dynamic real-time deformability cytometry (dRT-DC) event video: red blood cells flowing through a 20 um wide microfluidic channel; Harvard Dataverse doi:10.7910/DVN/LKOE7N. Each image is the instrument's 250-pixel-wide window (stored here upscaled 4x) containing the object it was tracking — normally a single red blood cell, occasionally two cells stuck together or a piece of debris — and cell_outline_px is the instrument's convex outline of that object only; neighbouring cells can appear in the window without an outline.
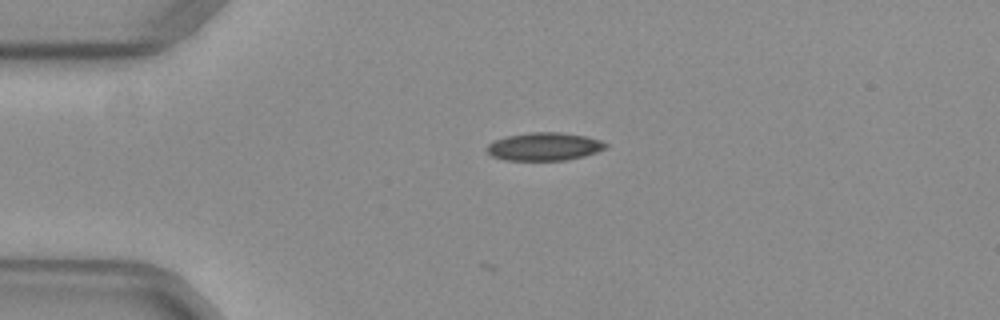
{"species": "common noctule bat (a hibernating species)", "species_latin": "Nyctalus noctula", "temperature_condition": "warm", "stored_images_in_passage": 41, "camera_frame_rate_fps": 3000, "um_per_image_px": 0.085, "animal": {"sex": "female", "body_mass_g": 29.2, "forearm_length_mm": 56.3}, "frame": {"image": 1, "passage_image": 1, "time_ms": 0.0, "image_size_px": [1000, 320], "cell_outline_px": [[608, 144], [604, 148], [596, 152], [584, 156], [564, 160], [504, 160], [492, 156], [488, 152], [488, 144], [496, 140], [508, 136], [528, 132], [560, 132], [584, 136], [600, 140]], "centroid_in_image_um": [46.26, 12.46], "position_along_channel_um": 38.7, "area_um2": 19.13}}
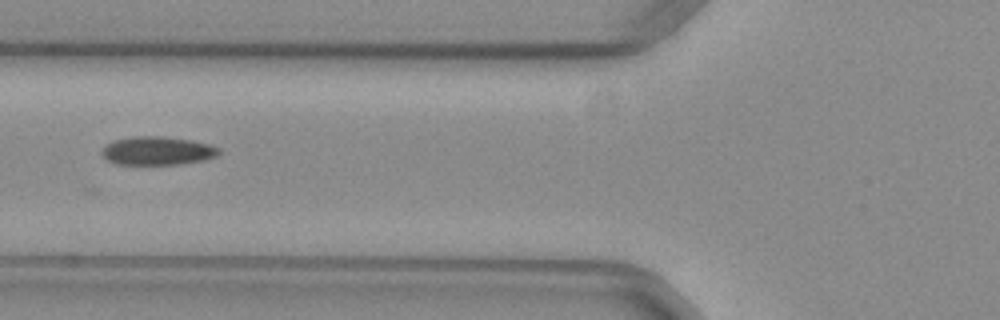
{"frame": {"image": 2, "passage_image": 9, "time_ms": 2.667, "image_size_px": [1000, 320], "cell_outline_px": [[220, 152], [216, 156], [204, 160], [180, 164], [116, 164], [108, 160], [100, 152], [112, 140], [136, 136], [160, 136], [192, 140], [208, 144], [220, 148]], "centroid_in_image_um": [13.39, 12.81], "position_along_channel_um": 112.4, "area_um2": 19.31}}
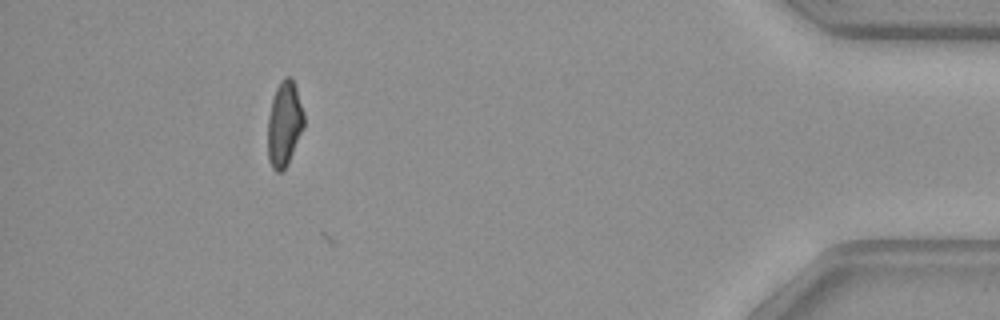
{"frame": {"image": 3, "passage_image": 36, "time_ms": 11.667, "image_size_px": [1000, 320], "cell_outline_px": [[304, 128], [288, 164], [280, 172], [276, 172], [272, 168], [268, 160], [268, 116], [272, 100], [276, 88], [280, 80], [284, 76], [288, 76], [292, 80], [296, 88], [304, 112]], "centroid_in_image_um": [24.17, 10.55], "position_along_channel_um": 411.0, "area_um2": 18.03}, "authors_computed_cell_mechanics": {"area_um2": 18.9584, "velocity_mm_per_s": 3.9938, "shape_relaxation_time_tau1_ms": null, "shape_relaxation_time_tau2_ms": 2.0686, "deformation_change_tau1": null, "deformation_change_tau2": 0.0674}}